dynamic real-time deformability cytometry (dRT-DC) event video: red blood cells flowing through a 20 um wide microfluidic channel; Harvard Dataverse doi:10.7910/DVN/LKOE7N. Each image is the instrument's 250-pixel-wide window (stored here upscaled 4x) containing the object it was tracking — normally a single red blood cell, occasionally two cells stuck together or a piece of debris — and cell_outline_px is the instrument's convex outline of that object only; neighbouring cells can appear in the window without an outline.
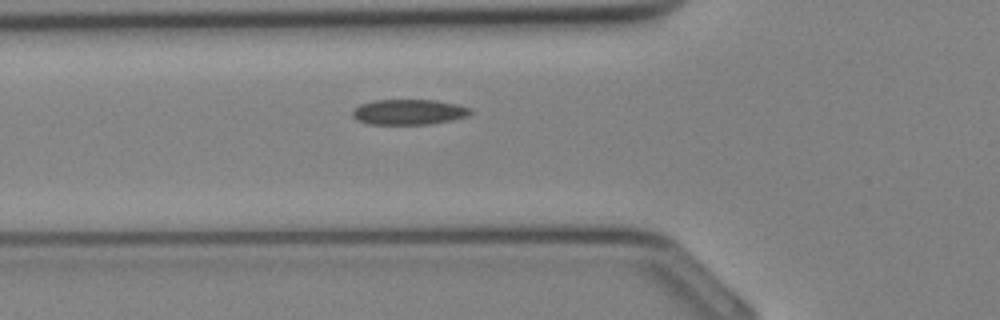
{"species": "Egyptian fruit bat (a non-hibernating species)", "species_latin": "Rousettus aegyptiacus", "temperature_condition": "cold", "stored_images_in_passage": 24, "camera_frame_rate_fps": 3000, "um_per_image_px": 0.085, "animal": {"sex": "female"}, "frame": {"image": 1, "passage_image": 6, "time_ms": 1.667, "image_size_px": [1000, 320], "cell_outline_px": [[472, 112], [468, 116], [452, 120], [428, 124], [368, 124], [356, 120], [352, 116], [352, 108], [360, 104], [372, 100], [436, 100], [456, 104], [472, 108]], "centroid_in_image_um": [34.72, 9.51], "position_along_channel_um": 91.1, "area_um2": 17.63}}
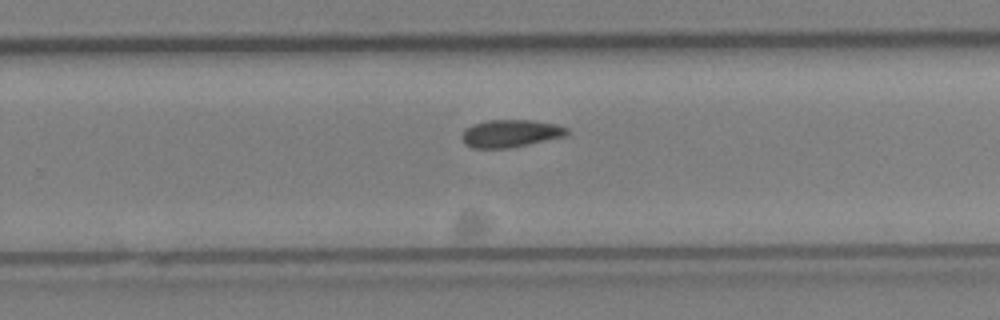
{"frame": {"image": 2, "passage_image": 16, "time_ms": 5.0, "image_size_px": [1000, 320], "cell_outline_px": [[568, 136], [508, 148], [472, 148], [464, 144], [460, 136], [464, 128], [472, 124], [488, 120], [532, 120], [556, 124], [568, 128]], "centroid_in_image_um": [43.37, 11.34], "position_along_channel_um": 286.4, "area_um2": 17.11}}
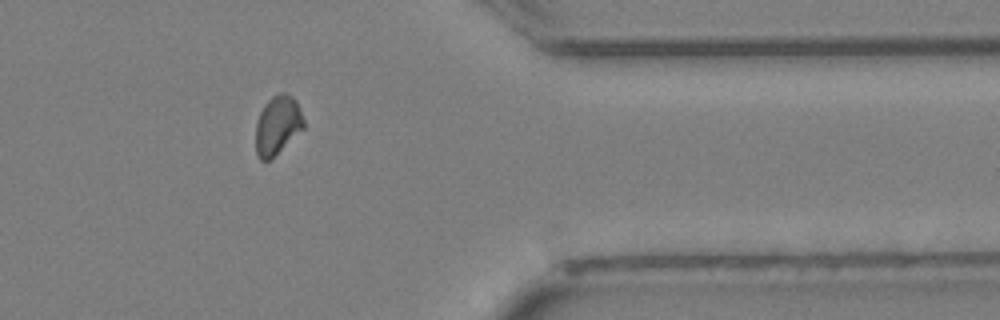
{"frame": {"image": 3, "passage_image": 22, "time_ms": 7.0, "image_size_px": [1000, 320], "cell_outline_px": [[304, 128], [272, 160], [260, 160], [256, 156], [256, 124], [260, 112], [264, 104], [272, 96], [280, 92], [288, 92], [296, 100], [304, 120]], "centroid_in_image_um": [23.59, 10.65], "position_along_channel_um": 387.8, "area_um2": 16.76}}